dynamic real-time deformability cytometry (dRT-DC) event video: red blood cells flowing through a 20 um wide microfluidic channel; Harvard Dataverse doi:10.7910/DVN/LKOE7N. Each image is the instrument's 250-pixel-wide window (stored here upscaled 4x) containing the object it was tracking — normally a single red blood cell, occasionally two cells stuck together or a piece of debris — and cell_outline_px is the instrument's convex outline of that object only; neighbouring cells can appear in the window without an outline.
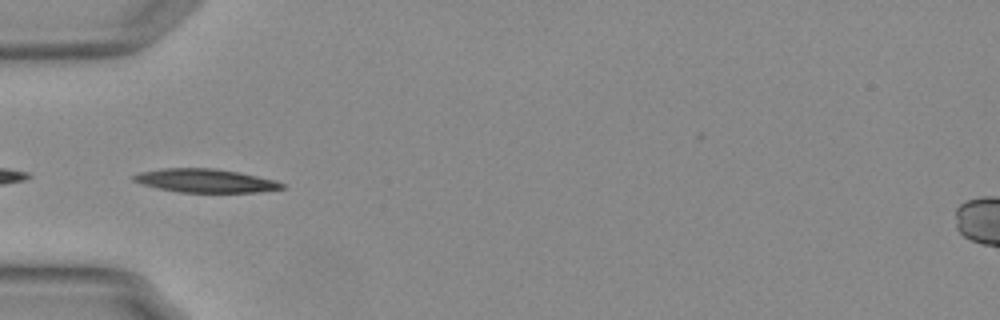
{"species": "Egyptian fruit bat (a non-hibernating species)", "species_latin": "Rousettus aegyptiacus", "temperature_condition": "warm", "stored_images_in_passage": 13, "camera_frame_rate_fps": 3000, "um_per_image_px": 0.085, "animal": {"sex": "female"}, "frame": {"image": 1, "passage_image": 1, "time_ms": 0.0, "image_size_px": [1000, 320], "cell_outline_px": [[284, 188], [256, 192], [180, 192], [156, 188], [132, 180], [132, 176], [140, 172], [164, 168], [212, 168], [236, 172], [276, 180], [284, 184]], "centroid_in_image_um": [17.43, 15.36], "position_along_channel_um": 67.6, "area_um2": 20.06}}
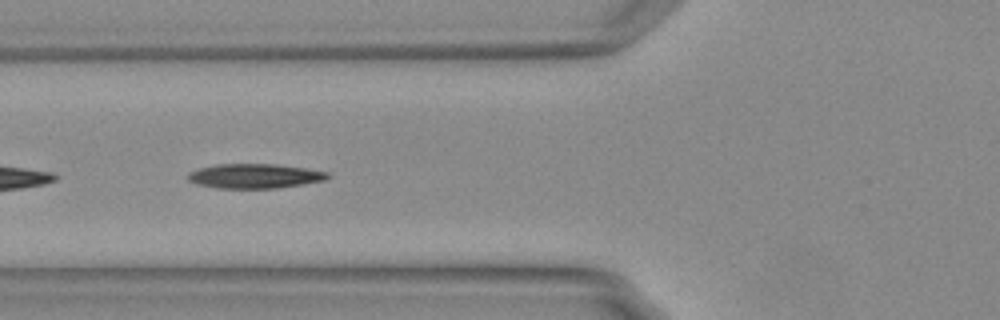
{"frame": {"image": 2, "passage_image": 4, "time_ms": 1.0, "image_size_px": [1000, 320], "cell_outline_px": [[332, 176], [324, 180], [276, 188], [216, 188], [196, 184], [188, 180], [188, 172], [200, 168], [216, 164], [272, 164], [304, 168], [328, 172]], "centroid_in_image_um": [21.61, 14.96], "position_along_channel_um": 104.2, "area_um2": 19.83}}